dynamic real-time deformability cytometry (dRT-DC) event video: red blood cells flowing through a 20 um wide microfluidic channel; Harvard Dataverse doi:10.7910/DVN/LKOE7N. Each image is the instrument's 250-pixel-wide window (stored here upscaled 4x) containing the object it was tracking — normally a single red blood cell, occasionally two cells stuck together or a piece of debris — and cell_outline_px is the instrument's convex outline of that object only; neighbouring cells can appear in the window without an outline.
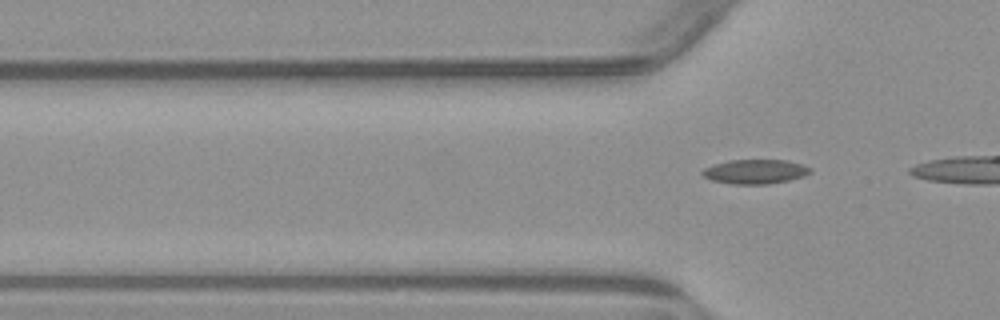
{"species": "common noctule bat (a hibernating species)", "species_latin": "Nyctalus noctula", "temperature_condition": "warm", "stored_images_in_passage": 7, "segment_of_instrument_passage": [2, 2], "camera_frame_rate_fps": 3000, "um_per_image_px": 0.085, "animal": {"sex": "male", "body_mass_g": 23.1, "forearm_length_mm": 52.7}, "frame": {"image": 1, "passage_image": 7, "time_ms": 8.0, "image_size_px": [1000, 320], "cell_outline_px": [[812, 172], [804, 176], [788, 180], [768, 184], [732, 184], [712, 180], [704, 176], [700, 172], [704, 168], [728, 160], [788, 160], [812, 168]], "centroid_in_image_um": [64.21, 14.58], "position_along_channel_um": 61.6, "area_um2": 15.26}}